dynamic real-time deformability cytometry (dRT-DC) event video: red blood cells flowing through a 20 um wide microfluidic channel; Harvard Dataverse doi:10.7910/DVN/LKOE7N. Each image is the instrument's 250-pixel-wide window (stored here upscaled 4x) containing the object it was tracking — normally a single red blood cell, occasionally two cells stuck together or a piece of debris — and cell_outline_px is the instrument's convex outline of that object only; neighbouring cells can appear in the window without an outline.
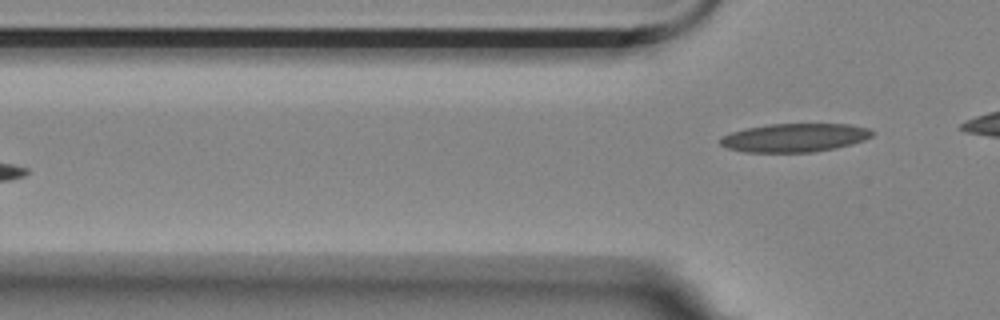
{"species": "Egyptian fruit bat (a non-hibernating species)", "species_latin": "Rousettus aegyptiacus", "temperature_condition": "room temperature", "stored_images_in_passage": 6, "segment_of_instrument_passage": [2, 2], "camera_frame_rate_fps": 3000, "um_per_image_px": 0.085, "animal": {"sex": "female"}, "frame": {"image": 1, "passage_image": 6, "time_ms": 1.667, "image_size_px": [1000, 320], "cell_outline_px": [[876, 132], [872, 136], [864, 140], [852, 144], [836, 148], [812, 152], [744, 152], [728, 148], [720, 144], [720, 136], [744, 128], [768, 124], [848, 124], [868, 128]], "centroid_in_image_um": [67.55, 11.7], "position_along_channel_um": 58.3, "area_um2": 25.37}}